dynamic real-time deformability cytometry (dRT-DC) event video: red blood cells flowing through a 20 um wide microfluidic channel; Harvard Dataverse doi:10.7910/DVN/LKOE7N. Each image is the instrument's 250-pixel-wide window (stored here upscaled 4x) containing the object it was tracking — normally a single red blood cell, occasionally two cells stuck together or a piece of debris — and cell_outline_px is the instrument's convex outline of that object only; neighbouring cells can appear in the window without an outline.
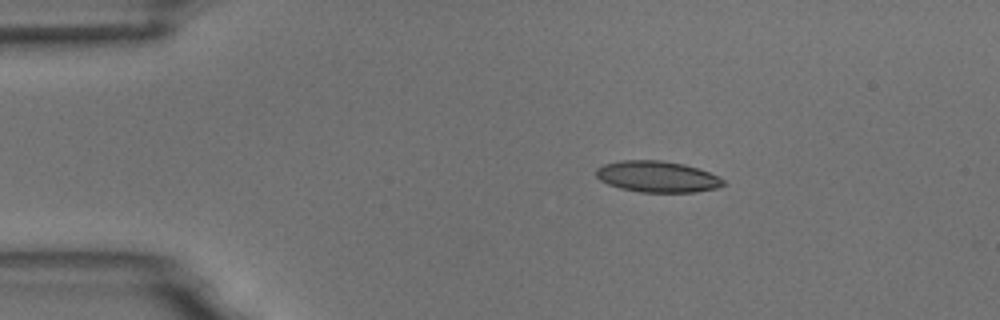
{"species": "common noctule bat (a hibernating species)", "species_latin": "Nyctalus noctula", "temperature_condition": "room temperature", "stored_images_in_passage": 4, "camera_frame_rate_fps": 3000, "um_per_image_px": 0.085, "animal": {"sex": "male", "body_mass_g": 18.8}, "frame": {"image": 1, "passage_image": 2, "time_ms": 1.333, "image_size_px": [1000, 320], "cell_outline_px": [[724, 184], [716, 188], [696, 192], [640, 192], [620, 188], [608, 184], [600, 180], [596, 176], [596, 168], [604, 164], [620, 160], [660, 160], [684, 164], [708, 172], [724, 180]], "centroid_in_image_um": [55.83, 15.01], "position_along_channel_um": 29.2, "area_um2": 23.0}}